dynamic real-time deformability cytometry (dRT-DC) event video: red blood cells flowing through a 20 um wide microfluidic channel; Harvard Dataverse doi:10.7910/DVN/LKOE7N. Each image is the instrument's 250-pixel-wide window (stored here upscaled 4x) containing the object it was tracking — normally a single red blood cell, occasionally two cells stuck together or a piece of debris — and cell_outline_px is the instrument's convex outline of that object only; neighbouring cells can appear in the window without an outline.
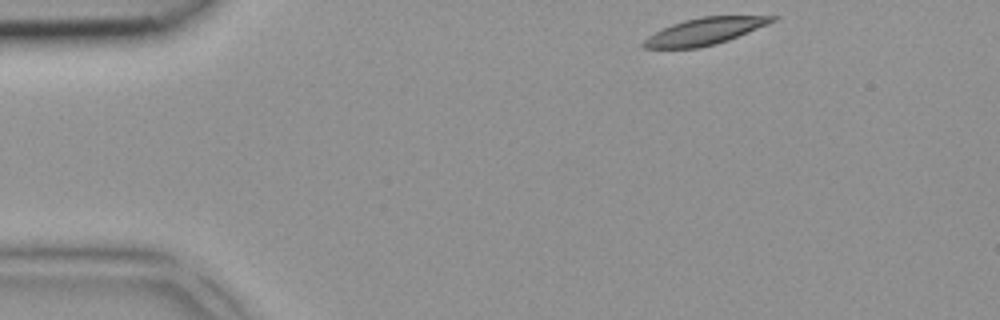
{"species": "common noctule bat (a hibernating species)", "species_latin": "Nyctalus noctula", "temperature_condition": "room temperature", "stored_images_in_passage": 4, "camera_frame_rate_fps": 3000, "um_per_image_px": 0.085, "animal": {"sex": "female", "body_mass_g": 18.4}, "frame": {"image": 1, "passage_image": 1, "time_ms": 0.0, "image_size_px": [1000, 320], "cell_outline_px": [[780, 16], [776, 20], [768, 24], [728, 40], [716, 44], [700, 48], [644, 48], [640, 44], [648, 36], [672, 24], [684, 20], [700, 16]], "centroid_in_image_um": [59.9, 2.66], "position_along_channel_um": 25.1, "area_um2": 20.0}}
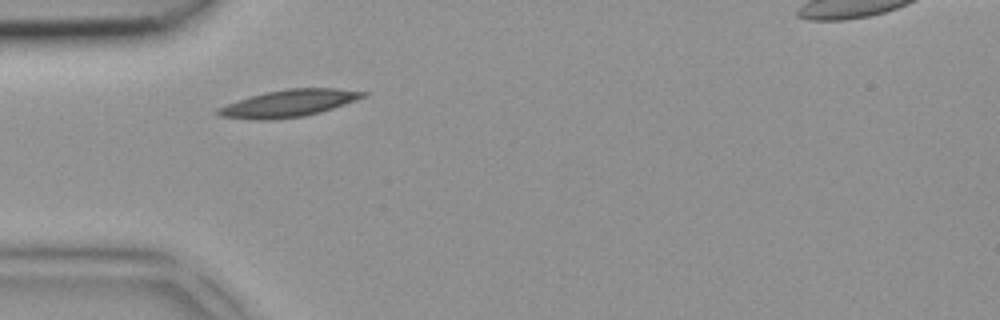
{"frame": {"image": 2, "passage_image": 3, "time_ms": 0.667, "image_size_px": [1000, 320], "cell_outline_px": [[368, 96], [320, 112], [304, 116], [264, 120], [260, 120], [220, 116], [216, 112], [216, 108], [236, 100], [264, 92], [288, 88], [336, 88], [368, 92]], "centroid_in_image_um": [24.54, 8.77], "position_along_channel_um": 60.5, "area_um2": 22.83}}